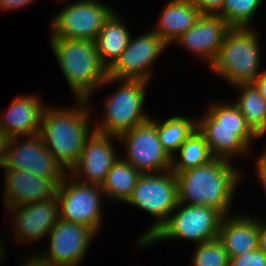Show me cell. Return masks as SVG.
I'll return each mask as SVG.
<instances>
[{
    "label": "cell",
    "mask_w": 266,
    "mask_h": 266,
    "mask_svg": "<svg viewBox=\"0 0 266 266\" xmlns=\"http://www.w3.org/2000/svg\"><path fill=\"white\" fill-rule=\"evenodd\" d=\"M34 0H0V7L4 9H12L20 6H24Z\"/></svg>",
    "instance_id": "obj_35"
},
{
    "label": "cell",
    "mask_w": 266,
    "mask_h": 266,
    "mask_svg": "<svg viewBox=\"0 0 266 266\" xmlns=\"http://www.w3.org/2000/svg\"><path fill=\"white\" fill-rule=\"evenodd\" d=\"M261 0H224L221 16L230 27H250L251 17Z\"/></svg>",
    "instance_id": "obj_27"
},
{
    "label": "cell",
    "mask_w": 266,
    "mask_h": 266,
    "mask_svg": "<svg viewBox=\"0 0 266 266\" xmlns=\"http://www.w3.org/2000/svg\"><path fill=\"white\" fill-rule=\"evenodd\" d=\"M111 10L92 0L73 3L54 18L52 38L95 41Z\"/></svg>",
    "instance_id": "obj_10"
},
{
    "label": "cell",
    "mask_w": 266,
    "mask_h": 266,
    "mask_svg": "<svg viewBox=\"0 0 266 266\" xmlns=\"http://www.w3.org/2000/svg\"><path fill=\"white\" fill-rule=\"evenodd\" d=\"M15 138L17 139V137H11L7 148L6 161L3 165L5 169L27 171L33 175L50 179L57 186L64 180L65 170L48 152L38 134L30 136V141H25L17 146Z\"/></svg>",
    "instance_id": "obj_12"
},
{
    "label": "cell",
    "mask_w": 266,
    "mask_h": 266,
    "mask_svg": "<svg viewBox=\"0 0 266 266\" xmlns=\"http://www.w3.org/2000/svg\"><path fill=\"white\" fill-rule=\"evenodd\" d=\"M169 171H166L168 173V175L165 174L166 176L164 174L155 175L151 172L141 173L132 195L127 200L128 203L146 210L159 219L147 234L139 240L142 246L146 245L149 239L167 222L168 217L166 218V216L177 207H181L178 202L176 174Z\"/></svg>",
    "instance_id": "obj_6"
},
{
    "label": "cell",
    "mask_w": 266,
    "mask_h": 266,
    "mask_svg": "<svg viewBox=\"0 0 266 266\" xmlns=\"http://www.w3.org/2000/svg\"><path fill=\"white\" fill-rule=\"evenodd\" d=\"M52 48L70 88L87 102L91 90L105 83L107 68L101 63L95 41L84 39L52 38Z\"/></svg>",
    "instance_id": "obj_3"
},
{
    "label": "cell",
    "mask_w": 266,
    "mask_h": 266,
    "mask_svg": "<svg viewBox=\"0 0 266 266\" xmlns=\"http://www.w3.org/2000/svg\"><path fill=\"white\" fill-rule=\"evenodd\" d=\"M194 257L193 266H229V257L218 238L199 243Z\"/></svg>",
    "instance_id": "obj_28"
},
{
    "label": "cell",
    "mask_w": 266,
    "mask_h": 266,
    "mask_svg": "<svg viewBox=\"0 0 266 266\" xmlns=\"http://www.w3.org/2000/svg\"><path fill=\"white\" fill-rule=\"evenodd\" d=\"M155 33L167 44L195 25L200 11L189 0H173L164 9Z\"/></svg>",
    "instance_id": "obj_21"
},
{
    "label": "cell",
    "mask_w": 266,
    "mask_h": 266,
    "mask_svg": "<svg viewBox=\"0 0 266 266\" xmlns=\"http://www.w3.org/2000/svg\"><path fill=\"white\" fill-rule=\"evenodd\" d=\"M255 32L230 27L211 67L235 86L253 84L259 76V48Z\"/></svg>",
    "instance_id": "obj_5"
},
{
    "label": "cell",
    "mask_w": 266,
    "mask_h": 266,
    "mask_svg": "<svg viewBox=\"0 0 266 266\" xmlns=\"http://www.w3.org/2000/svg\"><path fill=\"white\" fill-rule=\"evenodd\" d=\"M146 82L124 80V85L108 99L105 121L95 132L116 138L148 121L150 118L141 112Z\"/></svg>",
    "instance_id": "obj_7"
},
{
    "label": "cell",
    "mask_w": 266,
    "mask_h": 266,
    "mask_svg": "<svg viewBox=\"0 0 266 266\" xmlns=\"http://www.w3.org/2000/svg\"><path fill=\"white\" fill-rule=\"evenodd\" d=\"M197 130L206 139L212 156L220 159L245 152L250 139L259 137L235 104L214 105L197 123Z\"/></svg>",
    "instance_id": "obj_4"
},
{
    "label": "cell",
    "mask_w": 266,
    "mask_h": 266,
    "mask_svg": "<svg viewBox=\"0 0 266 266\" xmlns=\"http://www.w3.org/2000/svg\"><path fill=\"white\" fill-rule=\"evenodd\" d=\"M253 84L259 90L260 95L266 100V72L260 74Z\"/></svg>",
    "instance_id": "obj_36"
},
{
    "label": "cell",
    "mask_w": 266,
    "mask_h": 266,
    "mask_svg": "<svg viewBox=\"0 0 266 266\" xmlns=\"http://www.w3.org/2000/svg\"><path fill=\"white\" fill-rule=\"evenodd\" d=\"M111 135L93 132L85 142L76 165L71 169L75 175L84 174L89 178V184L100 185L104 182L115 158ZM82 171V172H81Z\"/></svg>",
    "instance_id": "obj_17"
},
{
    "label": "cell",
    "mask_w": 266,
    "mask_h": 266,
    "mask_svg": "<svg viewBox=\"0 0 266 266\" xmlns=\"http://www.w3.org/2000/svg\"><path fill=\"white\" fill-rule=\"evenodd\" d=\"M94 234L96 231L85 225L59 218L50 230L51 244L48 254L50 256L47 255L46 258L62 266H76L81 261Z\"/></svg>",
    "instance_id": "obj_14"
},
{
    "label": "cell",
    "mask_w": 266,
    "mask_h": 266,
    "mask_svg": "<svg viewBox=\"0 0 266 266\" xmlns=\"http://www.w3.org/2000/svg\"><path fill=\"white\" fill-rule=\"evenodd\" d=\"M7 208L50 200L56 195L57 185L48 178L23 170L6 169Z\"/></svg>",
    "instance_id": "obj_15"
},
{
    "label": "cell",
    "mask_w": 266,
    "mask_h": 266,
    "mask_svg": "<svg viewBox=\"0 0 266 266\" xmlns=\"http://www.w3.org/2000/svg\"><path fill=\"white\" fill-rule=\"evenodd\" d=\"M35 257L34 259H31L28 264L26 263L25 266H62L60 264L54 263L51 259L46 258V255H43V257H41L40 255Z\"/></svg>",
    "instance_id": "obj_32"
},
{
    "label": "cell",
    "mask_w": 266,
    "mask_h": 266,
    "mask_svg": "<svg viewBox=\"0 0 266 266\" xmlns=\"http://www.w3.org/2000/svg\"><path fill=\"white\" fill-rule=\"evenodd\" d=\"M178 202L208 206L227 214L238 174L226 159L214 158L209 163L176 174Z\"/></svg>",
    "instance_id": "obj_1"
},
{
    "label": "cell",
    "mask_w": 266,
    "mask_h": 266,
    "mask_svg": "<svg viewBox=\"0 0 266 266\" xmlns=\"http://www.w3.org/2000/svg\"><path fill=\"white\" fill-rule=\"evenodd\" d=\"M229 266H266V254L259 248L229 258Z\"/></svg>",
    "instance_id": "obj_29"
},
{
    "label": "cell",
    "mask_w": 266,
    "mask_h": 266,
    "mask_svg": "<svg viewBox=\"0 0 266 266\" xmlns=\"http://www.w3.org/2000/svg\"><path fill=\"white\" fill-rule=\"evenodd\" d=\"M258 222V248L266 254V225Z\"/></svg>",
    "instance_id": "obj_33"
},
{
    "label": "cell",
    "mask_w": 266,
    "mask_h": 266,
    "mask_svg": "<svg viewBox=\"0 0 266 266\" xmlns=\"http://www.w3.org/2000/svg\"><path fill=\"white\" fill-rule=\"evenodd\" d=\"M87 111L52 110L43 112L38 135L49 153L64 168L71 170L80 157L85 142L90 137Z\"/></svg>",
    "instance_id": "obj_2"
},
{
    "label": "cell",
    "mask_w": 266,
    "mask_h": 266,
    "mask_svg": "<svg viewBox=\"0 0 266 266\" xmlns=\"http://www.w3.org/2000/svg\"><path fill=\"white\" fill-rule=\"evenodd\" d=\"M244 90L240 101L235 104L246 119L248 125L260 137L266 132V100L260 95L254 84H241Z\"/></svg>",
    "instance_id": "obj_24"
},
{
    "label": "cell",
    "mask_w": 266,
    "mask_h": 266,
    "mask_svg": "<svg viewBox=\"0 0 266 266\" xmlns=\"http://www.w3.org/2000/svg\"><path fill=\"white\" fill-rule=\"evenodd\" d=\"M64 178L57 186L59 217L65 221L85 225L96 231L100 227V196L102 189L96 184L69 183ZM99 197V198H98ZM62 212V213H60Z\"/></svg>",
    "instance_id": "obj_9"
},
{
    "label": "cell",
    "mask_w": 266,
    "mask_h": 266,
    "mask_svg": "<svg viewBox=\"0 0 266 266\" xmlns=\"http://www.w3.org/2000/svg\"><path fill=\"white\" fill-rule=\"evenodd\" d=\"M58 205L55 195L50 200L10 208L11 211L13 210L12 212L22 208V210L16 213L17 226L15 227H17L16 232L19 234L18 238L34 240L49 233L60 218Z\"/></svg>",
    "instance_id": "obj_18"
},
{
    "label": "cell",
    "mask_w": 266,
    "mask_h": 266,
    "mask_svg": "<svg viewBox=\"0 0 266 266\" xmlns=\"http://www.w3.org/2000/svg\"><path fill=\"white\" fill-rule=\"evenodd\" d=\"M201 14L216 15L222 10L224 0H189ZM213 11V13H212ZM218 11V13L216 12Z\"/></svg>",
    "instance_id": "obj_30"
},
{
    "label": "cell",
    "mask_w": 266,
    "mask_h": 266,
    "mask_svg": "<svg viewBox=\"0 0 266 266\" xmlns=\"http://www.w3.org/2000/svg\"><path fill=\"white\" fill-rule=\"evenodd\" d=\"M179 152L181 159L179 163H175L174 159L171 158L170 171L175 174L190 168L202 166L214 159L206 139L197 129L182 143Z\"/></svg>",
    "instance_id": "obj_25"
},
{
    "label": "cell",
    "mask_w": 266,
    "mask_h": 266,
    "mask_svg": "<svg viewBox=\"0 0 266 266\" xmlns=\"http://www.w3.org/2000/svg\"><path fill=\"white\" fill-rule=\"evenodd\" d=\"M130 39L127 28L120 23V20L113 12L105 21L95 40L101 63L106 68L113 64L128 46ZM109 58L112 61H107Z\"/></svg>",
    "instance_id": "obj_22"
},
{
    "label": "cell",
    "mask_w": 266,
    "mask_h": 266,
    "mask_svg": "<svg viewBox=\"0 0 266 266\" xmlns=\"http://www.w3.org/2000/svg\"><path fill=\"white\" fill-rule=\"evenodd\" d=\"M257 172L260 180L263 182V186L266 189V152L262 154L257 163Z\"/></svg>",
    "instance_id": "obj_34"
},
{
    "label": "cell",
    "mask_w": 266,
    "mask_h": 266,
    "mask_svg": "<svg viewBox=\"0 0 266 266\" xmlns=\"http://www.w3.org/2000/svg\"><path fill=\"white\" fill-rule=\"evenodd\" d=\"M11 137L0 131V166H3L6 161L7 148Z\"/></svg>",
    "instance_id": "obj_31"
},
{
    "label": "cell",
    "mask_w": 266,
    "mask_h": 266,
    "mask_svg": "<svg viewBox=\"0 0 266 266\" xmlns=\"http://www.w3.org/2000/svg\"><path fill=\"white\" fill-rule=\"evenodd\" d=\"M167 46L155 32L129 40L128 46L122 54L107 68L105 82L115 80L146 81L150 73L149 64L161 54ZM147 71V72H146Z\"/></svg>",
    "instance_id": "obj_11"
},
{
    "label": "cell",
    "mask_w": 266,
    "mask_h": 266,
    "mask_svg": "<svg viewBox=\"0 0 266 266\" xmlns=\"http://www.w3.org/2000/svg\"><path fill=\"white\" fill-rule=\"evenodd\" d=\"M157 135L162 149L173 158L175 150L197 129V124L185 117L174 116L162 124L155 122Z\"/></svg>",
    "instance_id": "obj_26"
},
{
    "label": "cell",
    "mask_w": 266,
    "mask_h": 266,
    "mask_svg": "<svg viewBox=\"0 0 266 266\" xmlns=\"http://www.w3.org/2000/svg\"><path fill=\"white\" fill-rule=\"evenodd\" d=\"M141 172L125 160L117 159L101 184L102 193L127 202Z\"/></svg>",
    "instance_id": "obj_23"
},
{
    "label": "cell",
    "mask_w": 266,
    "mask_h": 266,
    "mask_svg": "<svg viewBox=\"0 0 266 266\" xmlns=\"http://www.w3.org/2000/svg\"><path fill=\"white\" fill-rule=\"evenodd\" d=\"M218 239L229 258L254 251L258 248V221L249 218L225 220L223 216Z\"/></svg>",
    "instance_id": "obj_20"
},
{
    "label": "cell",
    "mask_w": 266,
    "mask_h": 266,
    "mask_svg": "<svg viewBox=\"0 0 266 266\" xmlns=\"http://www.w3.org/2000/svg\"><path fill=\"white\" fill-rule=\"evenodd\" d=\"M44 110L36 97H17L0 120V131L10 137L37 135Z\"/></svg>",
    "instance_id": "obj_19"
},
{
    "label": "cell",
    "mask_w": 266,
    "mask_h": 266,
    "mask_svg": "<svg viewBox=\"0 0 266 266\" xmlns=\"http://www.w3.org/2000/svg\"><path fill=\"white\" fill-rule=\"evenodd\" d=\"M223 215L208 206L186 205L149 239L152 241L168 238H184L203 243L218 238Z\"/></svg>",
    "instance_id": "obj_8"
},
{
    "label": "cell",
    "mask_w": 266,
    "mask_h": 266,
    "mask_svg": "<svg viewBox=\"0 0 266 266\" xmlns=\"http://www.w3.org/2000/svg\"><path fill=\"white\" fill-rule=\"evenodd\" d=\"M229 28L228 23L218 14H201L195 25L184 32L178 40L187 46L186 48L205 55L212 64Z\"/></svg>",
    "instance_id": "obj_16"
},
{
    "label": "cell",
    "mask_w": 266,
    "mask_h": 266,
    "mask_svg": "<svg viewBox=\"0 0 266 266\" xmlns=\"http://www.w3.org/2000/svg\"><path fill=\"white\" fill-rule=\"evenodd\" d=\"M118 138L125 139L128 146V163L141 173L152 170L168 171L171 168V158L162 149L157 135L155 120L149 119ZM149 170V171H148Z\"/></svg>",
    "instance_id": "obj_13"
}]
</instances>
